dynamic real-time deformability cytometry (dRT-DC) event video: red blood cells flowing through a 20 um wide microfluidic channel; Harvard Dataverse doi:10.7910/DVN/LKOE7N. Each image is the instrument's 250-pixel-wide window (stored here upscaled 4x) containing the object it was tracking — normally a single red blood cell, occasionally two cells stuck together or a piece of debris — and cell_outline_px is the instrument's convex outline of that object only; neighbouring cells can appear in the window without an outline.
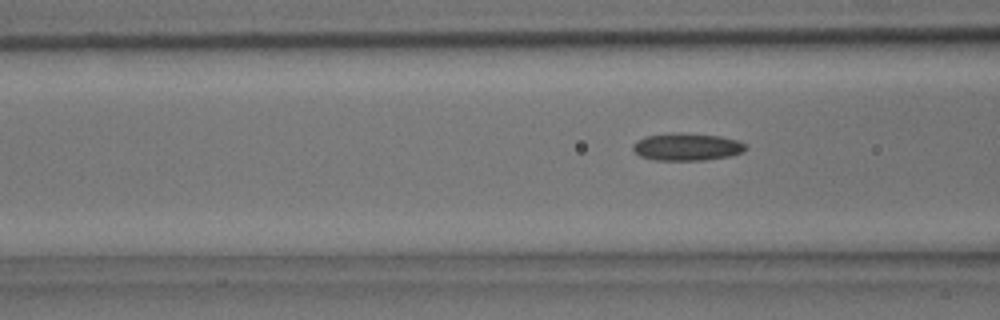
{"species": "common noctule bat (a hibernating species)", "species_latin": "Nyctalus noctula", "temperature_condition": "room temperature", "stored_images_in_passage": 6, "camera_frame_rate_fps": 3000, "um_per_image_px": 0.085, "animal": {"sex": "male", "body_mass_g": 15.6}, "frame": {"image": 1, "passage_image": 6, "time_ms": 1.667, "image_size_px": [1000, 320], "cell_outline_px": [[748, 148], [744, 152], [732, 156], [704, 160], [652, 160], [640, 156], [632, 148], [632, 144], [636, 140], [644, 136], [668, 132], [676, 132], [720, 136], [736, 140], [748, 144]], "centroid_in_image_um": [58.39, 12.47], "position_along_channel_um": 108.2, "area_um2": 18.44}}